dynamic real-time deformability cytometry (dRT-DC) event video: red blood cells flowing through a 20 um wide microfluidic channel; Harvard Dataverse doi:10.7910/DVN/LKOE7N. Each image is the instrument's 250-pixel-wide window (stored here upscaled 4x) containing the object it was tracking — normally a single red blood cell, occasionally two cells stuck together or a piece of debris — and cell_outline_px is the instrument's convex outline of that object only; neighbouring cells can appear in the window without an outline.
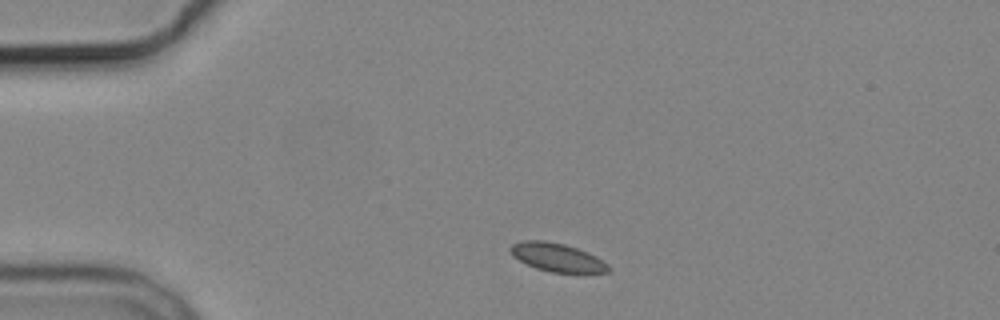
{"species": "common noctule bat (a hibernating species)", "species_latin": "Nyctalus noctula", "temperature_condition": "cold", "stored_images_in_passage": 2, "camera_frame_rate_fps": 3000, "um_per_image_px": 0.085, "animal": {"sex": "male", "body_mass_g": 19.2, "forearm_length_mm": 51.8}, "frame": {"image": 1, "passage_image": 1, "time_ms": 0.0, "image_size_px": [1000, 320], "cell_outline_px": [[612, 268], [608, 272], [552, 272], [536, 268], [512, 256], [508, 248], [512, 244], [524, 240], [544, 240], [564, 244], [588, 252], [596, 256], [608, 264]], "centroid_in_image_um": [47.35, 21.86], "position_along_channel_um": 37.7, "area_um2": 16.13}}